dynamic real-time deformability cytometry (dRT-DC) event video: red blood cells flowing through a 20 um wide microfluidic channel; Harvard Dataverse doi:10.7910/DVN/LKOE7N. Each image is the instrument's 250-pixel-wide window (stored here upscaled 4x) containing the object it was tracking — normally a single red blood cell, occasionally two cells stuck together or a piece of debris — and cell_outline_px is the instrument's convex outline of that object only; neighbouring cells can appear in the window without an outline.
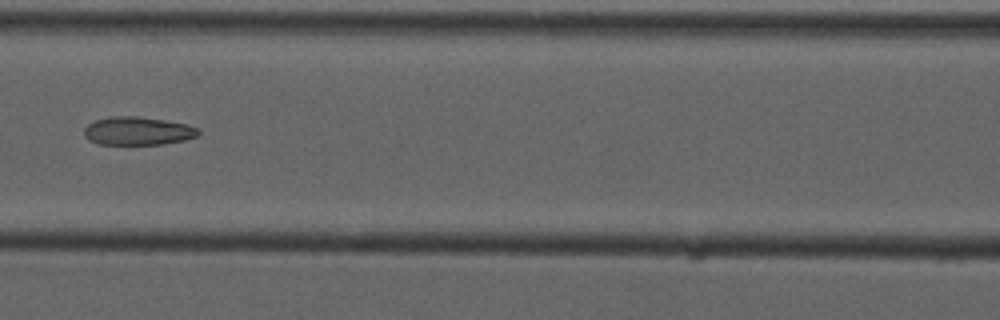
{"species": "common noctule bat (a hibernating species)", "species_latin": "Nyctalus noctula", "temperature_condition": "cold", "stored_images_in_passage": 6, "camera_frame_rate_fps": 3000, "um_per_image_px": 0.085, "animal": {"sex": "male", "forearm_length_mm": 52.5}, "frame": {"image": 1, "passage_image": 6, "time_ms": 7.0, "image_size_px": [1000, 320], "cell_outline_px": [[200, 132], [196, 136], [184, 140], [160, 144], [100, 144], [88, 140], [84, 136], [84, 128], [88, 124], [96, 120], [112, 116], [140, 116], [188, 124], [200, 128]], "centroid_in_image_um": [11.71, 11.12], "position_along_channel_um": 154.9, "area_um2": 18.84}}